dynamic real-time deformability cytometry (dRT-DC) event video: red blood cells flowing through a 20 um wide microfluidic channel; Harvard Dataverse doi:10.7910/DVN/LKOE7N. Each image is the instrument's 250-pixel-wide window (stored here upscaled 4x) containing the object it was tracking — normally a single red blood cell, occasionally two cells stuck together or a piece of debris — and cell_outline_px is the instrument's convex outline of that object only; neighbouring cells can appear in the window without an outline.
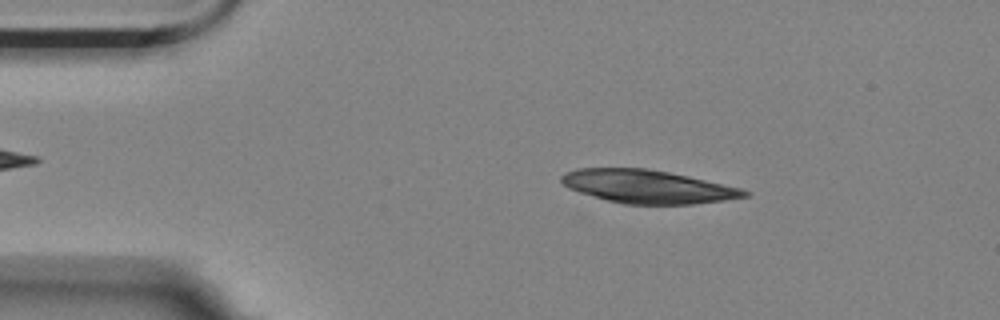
{"species": "Egyptian fruit bat (a non-hibernating species)", "species_latin": "Rousettus aegyptiacus", "temperature_condition": "room temperature", "stored_images_in_passage": 2, "camera_frame_rate_fps": 3000, "um_per_image_px": 0.085, "animal": {"sex": "female"}, "frame": {"image": 1, "passage_image": 1, "time_ms": 0.0, "image_size_px": [1000, 320], "cell_outline_px": [[752, 192], [748, 196], [724, 200], [692, 204], [624, 204], [608, 200], [580, 192], [568, 188], [560, 180], [560, 176], [564, 172], [580, 168], [648, 168], [688, 176], [740, 188]], "centroid_in_image_um": [55.04, 15.85], "position_along_channel_um": 30.0, "area_um2": 35.2}}